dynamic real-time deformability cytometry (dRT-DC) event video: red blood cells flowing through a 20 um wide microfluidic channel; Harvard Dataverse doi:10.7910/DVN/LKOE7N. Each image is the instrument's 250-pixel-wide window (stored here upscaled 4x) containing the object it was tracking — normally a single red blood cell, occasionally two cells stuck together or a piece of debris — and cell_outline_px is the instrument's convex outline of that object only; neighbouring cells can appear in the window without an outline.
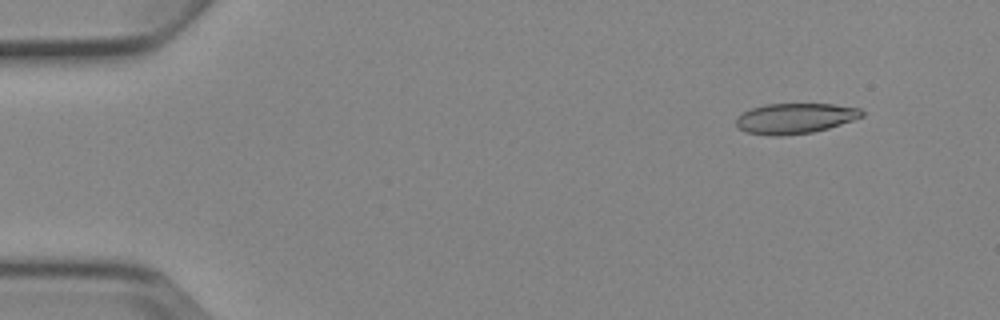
{"species": "Egyptian fruit bat (a non-hibernating species)", "species_latin": "Rousettus aegyptiacus", "temperature_condition": "cold", "stored_images_in_passage": 3, "camera_frame_rate_fps": 3000, "um_per_image_px": 0.085, "animal": {"sex": "female"}, "frame": {"image": 1, "passage_image": 1, "time_ms": 0.0, "image_size_px": [1000, 320], "cell_outline_px": [[864, 116], [828, 128], [812, 132], [780, 136], [772, 136], [748, 132], [740, 128], [736, 124], [736, 116], [752, 108], [764, 104], [832, 104], [860, 108], [864, 112]], "centroid_in_image_um": [67.58, 10.05], "position_along_channel_um": 17.4, "area_um2": 22.14}}